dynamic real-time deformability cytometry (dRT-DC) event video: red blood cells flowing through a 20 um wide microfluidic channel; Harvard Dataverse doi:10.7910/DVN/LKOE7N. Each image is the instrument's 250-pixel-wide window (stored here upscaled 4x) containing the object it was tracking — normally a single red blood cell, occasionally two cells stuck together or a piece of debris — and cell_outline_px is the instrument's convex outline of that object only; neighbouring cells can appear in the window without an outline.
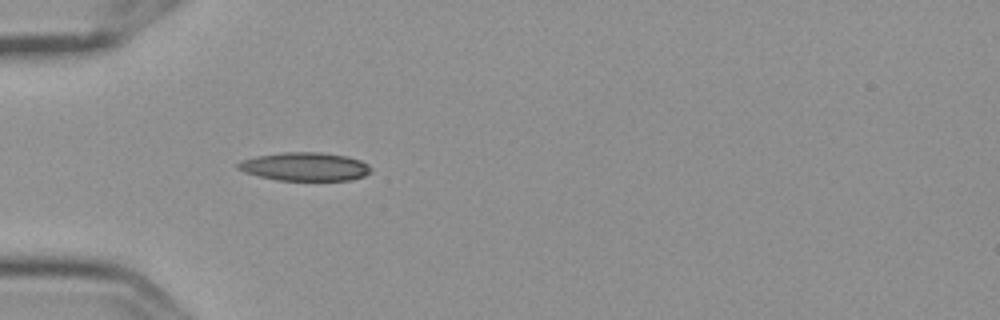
{"species": "Egyptian fruit bat (a non-hibernating species)", "species_latin": "Rousettus aegyptiacus", "temperature_condition": "cold", "stored_images_in_passage": 4, "camera_frame_rate_fps": 3000, "um_per_image_px": 0.085, "frame": {"image": 1, "passage_image": 4, "time_ms": 1.0, "image_size_px": [1000, 320], "cell_outline_px": [[372, 172], [364, 176], [352, 180], [276, 180], [244, 172], [236, 168], [236, 164], [240, 160], [256, 156], [284, 152], [320, 152], [348, 156], [360, 160], [368, 164], [372, 168]], "centroid_in_image_um": [25.93, 14.16], "position_along_channel_um": 59.1, "area_um2": 22.2}}